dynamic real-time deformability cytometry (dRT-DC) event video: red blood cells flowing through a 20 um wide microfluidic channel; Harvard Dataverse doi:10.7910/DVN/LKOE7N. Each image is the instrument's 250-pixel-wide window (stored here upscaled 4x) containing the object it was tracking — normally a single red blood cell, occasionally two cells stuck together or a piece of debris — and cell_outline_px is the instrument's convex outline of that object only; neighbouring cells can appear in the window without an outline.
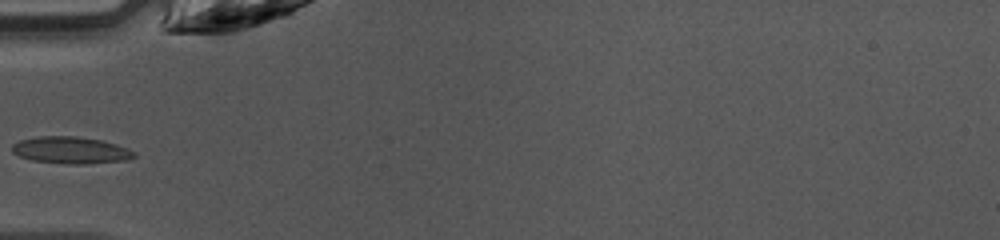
{"species": "common noctule bat (a hibernating species)", "species_latin": "Nyctalus noctula", "temperature_condition": "warm", "stored_images_in_passage": 32, "camera_frame_rate_fps": 3000, "um_per_image_px": 0.085, "animal": {"sex": "female", "body_mass_g": 10.0, "forearm_length_mm": 53.1}, "frame": {"image": 1, "passage_image": 1, "time_ms": 0.0, "image_size_px": [1000, 240], "cell_outline_px": [[136, 156], [124, 160], [84, 164], [68, 164], [32, 160], [20, 156], [12, 152], [12, 144], [20, 140], [36, 136], [76, 136], [100, 140], [116, 144], [128, 148], [136, 152]], "centroid_in_image_um": [6.0, 12.76], "position_along_channel_um": 79.0, "area_um2": 19.07}}
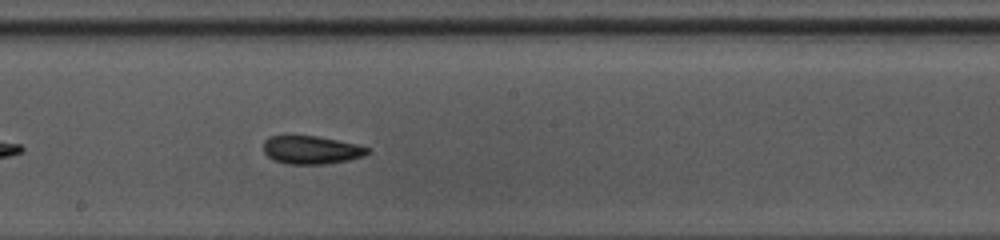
{"frame": {"image": 2, "passage_image": 11, "time_ms": 3.333, "image_size_px": [1000, 240], "cell_outline_px": [[368, 152], [364, 156], [348, 160], [324, 164], [284, 164], [272, 160], [264, 152], [264, 140], [268, 136], [316, 136], [356, 144], [368, 148]], "centroid_in_image_um": [26.41, 12.75], "position_along_channel_um": 221.8, "area_um2": 16.99}}
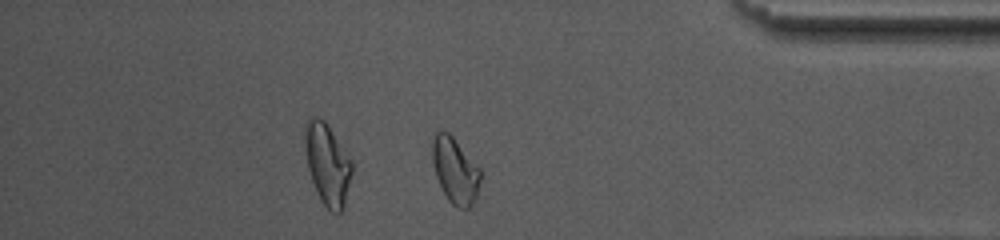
{"frame": {"image": 3, "passage_image": 25, "time_ms": 8.0, "image_size_px": [1000, 240], "cell_outline_px": [[480, 180], [476, 196], [472, 204], [468, 208], [456, 208], [448, 200], [436, 176], [432, 164], [432, 136], [436, 128], [440, 128], [448, 132], [452, 136], [480, 168]], "centroid_in_image_um": [38.65, 14.43], "position_along_channel_um": 396.6, "area_um2": 18.55}}